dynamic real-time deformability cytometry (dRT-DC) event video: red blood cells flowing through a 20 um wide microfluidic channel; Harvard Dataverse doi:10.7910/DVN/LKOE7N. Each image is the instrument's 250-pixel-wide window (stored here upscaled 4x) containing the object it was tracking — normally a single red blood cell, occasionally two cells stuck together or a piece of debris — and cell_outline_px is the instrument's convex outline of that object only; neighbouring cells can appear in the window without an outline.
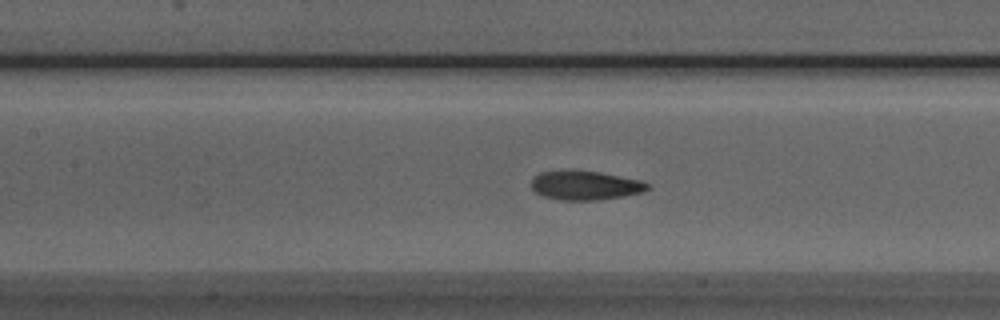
{"species": "Egyptian fruit bat (a non-hibernating species)", "species_latin": "Rousettus aegyptiacus", "temperature_condition": "room temperature", "stored_images_in_passage": 40, "camera_frame_rate_fps": 3000, "um_per_image_px": 0.085, "animal": {"sex": "male"}, "frame": {"image": 1, "passage_image": 11, "time_ms": 3.333, "image_size_px": [1000, 320], "cell_outline_px": [[652, 188], [644, 192], [624, 196], [596, 200], [560, 200], [544, 196], [536, 192], [532, 188], [532, 176], [540, 172], [572, 168], [576, 168], [600, 172], [640, 180], [648, 184]], "centroid_in_image_um": [49.73, 15.72], "position_along_channel_um": 157.7, "area_um2": 20.23}}
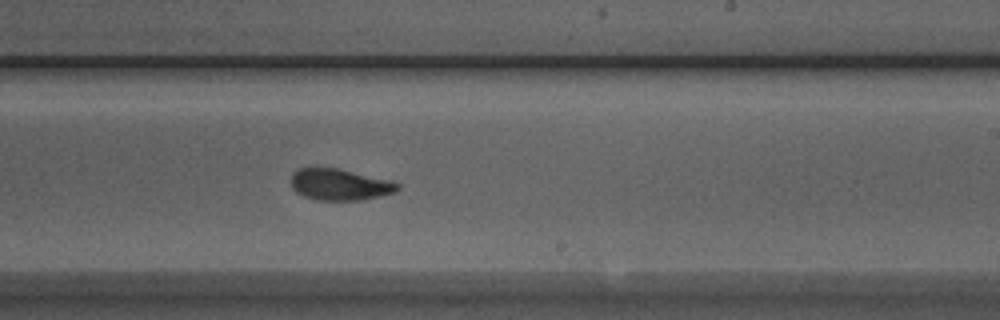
{"frame": {"image": 2, "passage_image": 19, "time_ms": 6.0, "image_size_px": [1000, 320], "cell_outline_px": [[400, 188], [396, 192], [380, 196], [360, 200], [320, 200], [304, 196], [296, 192], [292, 188], [292, 172], [300, 168], [340, 168], [388, 180], [400, 184]], "centroid_in_image_um": [28.89, 15.68], "position_along_channel_um": 260.1, "area_um2": 19.42}}
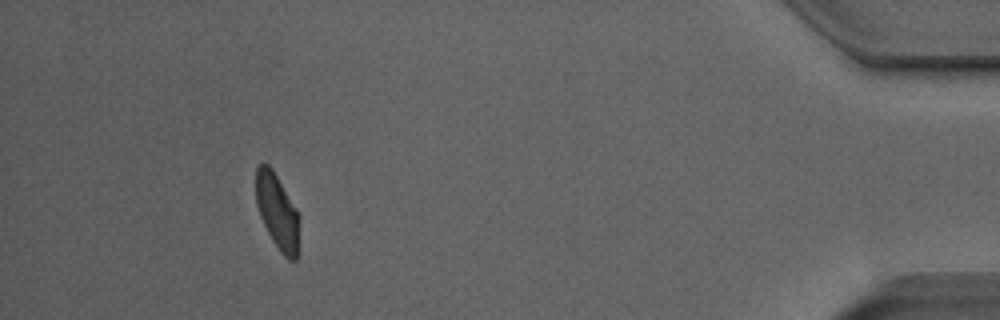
{"frame": {"image": 3, "passage_image": 36, "time_ms": 11.667, "image_size_px": [1000, 320], "cell_outline_px": [[300, 252], [296, 260], [288, 260], [280, 252], [272, 240], [260, 216], [256, 204], [256, 168], [264, 160], [272, 168], [296, 208], [300, 216]], "centroid_in_image_um": [23.61, 18.03], "position_along_channel_um": 411.6, "area_um2": 19.59}, "authors_computed_cell_mechanics": {"area_um2": 19.9699, "velocity_mm_per_s": 3.858, "shape_relaxation_time_tau1_ms": 3.5311, "shape_relaxation_time_tau2_ms": 1.555, "deformation_change_tau1": 0.1196, "deformation_change_tau2": 0.0593}}